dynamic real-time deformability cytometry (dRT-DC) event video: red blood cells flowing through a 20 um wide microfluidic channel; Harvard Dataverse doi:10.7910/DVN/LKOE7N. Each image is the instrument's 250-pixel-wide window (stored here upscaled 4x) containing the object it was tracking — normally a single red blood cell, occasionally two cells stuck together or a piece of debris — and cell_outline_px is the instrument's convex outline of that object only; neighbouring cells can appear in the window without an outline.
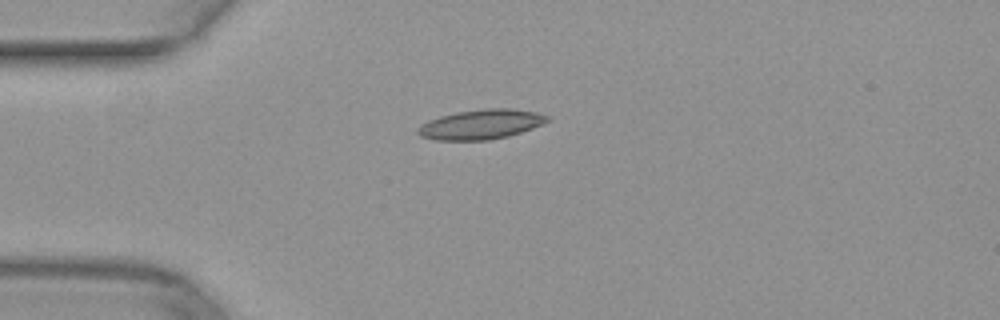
{"species": "common noctule bat (a hibernating species)", "species_latin": "Nyctalus noctula", "temperature_condition": "warm", "stored_images_in_passage": 38, "camera_frame_rate_fps": 3000, "um_per_image_px": 0.085, "animal": {"sex": "female", "body_mass_g": 29.2, "forearm_length_mm": 56.3}, "frame": {"image": 1, "passage_image": 1, "time_ms": 0.0, "image_size_px": [1000, 320], "cell_outline_px": [[552, 120], [532, 128], [508, 136], [488, 140], [436, 140], [420, 136], [416, 132], [416, 128], [420, 124], [428, 120], [440, 116], [456, 112], [484, 108], [512, 108], [536, 112], [548, 116]], "centroid_in_image_um": [40.86, 10.56], "position_along_channel_um": 44.1, "area_um2": 22.6}}
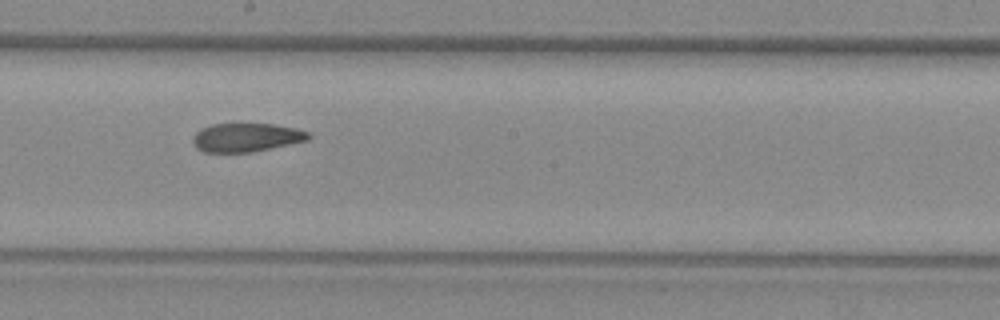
{"frame": {"image": 2, "passage_image": 16, "time_ms": 5.0, "image_size_px": [1000, 320], "cell_outline_px": [[312, 136], [308, 140], [252, 152], [204, 152], [196, 148], [192, 140], [192, 136], [200, 128], [212, 124], [272, 124], [296, 128], [308, 132]], "centroid_in_image_um": [20.91, 11.68], "position_along_channel_um": 227.3, "area_um2": 19.31}}
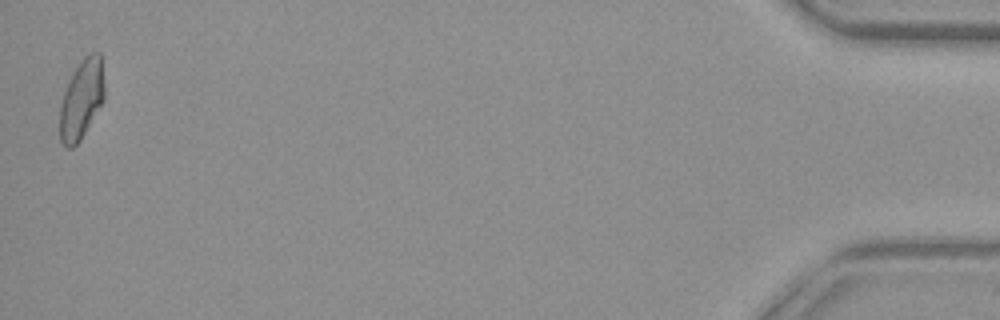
{"frame": {"image": 3, "passage_image": 38, "time_ms": 12.333, "image_size_px": [1000, 320], "cell_outline_px": [[104, 100], [80, 140], [72, 148], [64, 148], [60, 140], [60, 108], [64, 92], [72, 72], [84, 56], [92, 52], [100, 52], [104, 80]], "centroid_in_image_um": [6.93, 8.43], "position_along_channel_um": 428.3, "area_um2": 20.63}}